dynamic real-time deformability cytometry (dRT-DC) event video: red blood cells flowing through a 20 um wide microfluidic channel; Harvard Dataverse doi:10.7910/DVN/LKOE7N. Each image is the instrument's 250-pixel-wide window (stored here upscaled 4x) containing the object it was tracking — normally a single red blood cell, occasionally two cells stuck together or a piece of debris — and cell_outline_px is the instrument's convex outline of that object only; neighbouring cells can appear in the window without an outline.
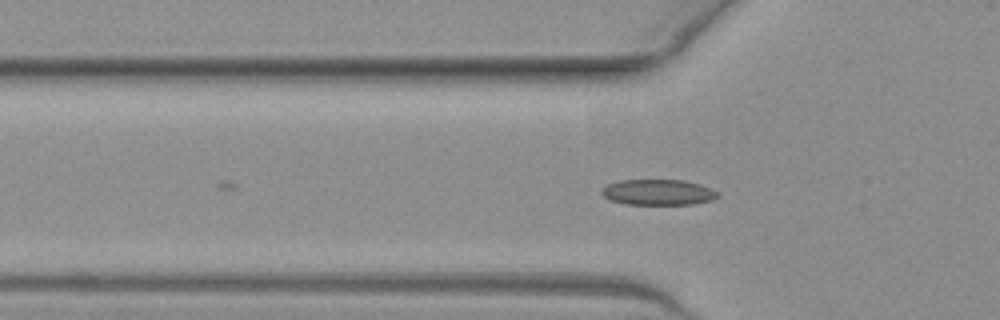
{"species": "common noctule bat (a hibernating species)", "species_latin": "Nyctalus noctula", "temperature_condition": "warm", "stored_images_in_passage": 25, "camera_frame_rate_fps": 3000, "um_per_image_px": 0.085, "animal": {"sex": "female", "body_mass_g": 19.3, "forearm_length_mm": 54.1}, "frame": {"image": 1, "passage_image": 17, "time_ms": 5.333, "image_size_px": [1000, 320], "cell_outline_px": [[720, 196], [712, 200], [692, 204], [624, 204], [612, 200], [604, 196], [600, 192], [600, 188], [608, 184], [620, 180], [684, 180], [700, 184], [720, 192]], "centroid_in_image_um": [55.95, 16.34], "position_along_channel_um": 69.8, "area_um2": 17.46}}
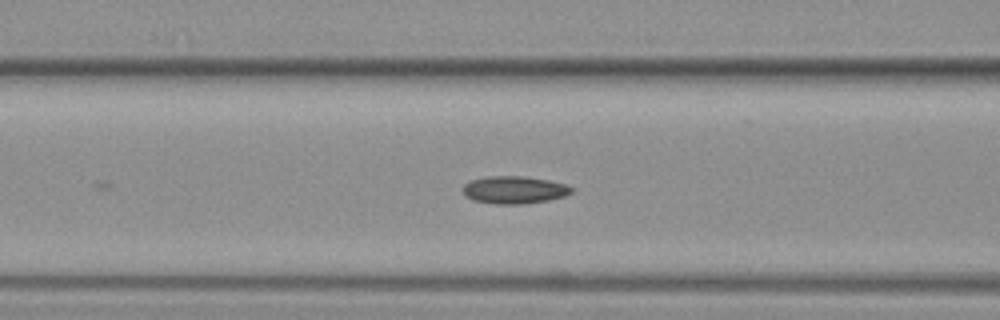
{"frame": {"image": 2, "passage_image": 21, "time_ms": 6.667, "image_size_px": [1000, 320], "cell_outline_px": [[572, 192], [564, 196], [548, 200], [524, 204], [496, 204], [472, 200], [464, 192], [464, 184], [472, 180], [488, 176], [524, 176], [548, 180], [564, 184], [572, 188]], "centroid_in_image_um": [43.72, 16.14], "position_along_channel_um": 122.9, "area_um2": 17.22}}